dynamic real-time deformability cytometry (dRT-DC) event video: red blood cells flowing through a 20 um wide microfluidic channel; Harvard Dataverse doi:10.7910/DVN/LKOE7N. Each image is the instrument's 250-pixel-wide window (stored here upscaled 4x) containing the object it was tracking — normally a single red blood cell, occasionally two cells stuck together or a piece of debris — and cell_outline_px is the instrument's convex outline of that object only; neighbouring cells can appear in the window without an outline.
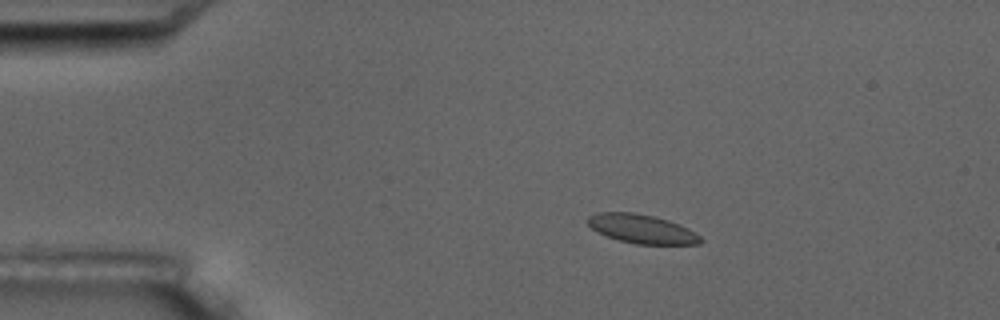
{"species": "common noctule bat (a hibernating species)", "species_latin": "Nyctalus noctula", "temperature_condition": "room temperature", "stored_images_in_passage": 6, "camera_frame_rate_fps": 3000, "um_per_image_px": 0.085, "animal": {"sex": "male", "body_mass_g": 17.5, "forearm_length_mm": 52.3}, "frame": {"image": 1, "passage_image": 3, "time_ms": 3.333, "image_size_px": [1000, 320], "cell_outline_px": [[704, 240], [700, 244], [636, 244], [620, 240], [596, 232], [588, 224], [588, 216], [596, 212], [632, 212], [652, 216], [668, 220], [688, 228], [696, 232]], "centroid_in_image_um": [54.56, 19.46], "position_along_channel_um": 30.4, "area_um2": 18.96}}
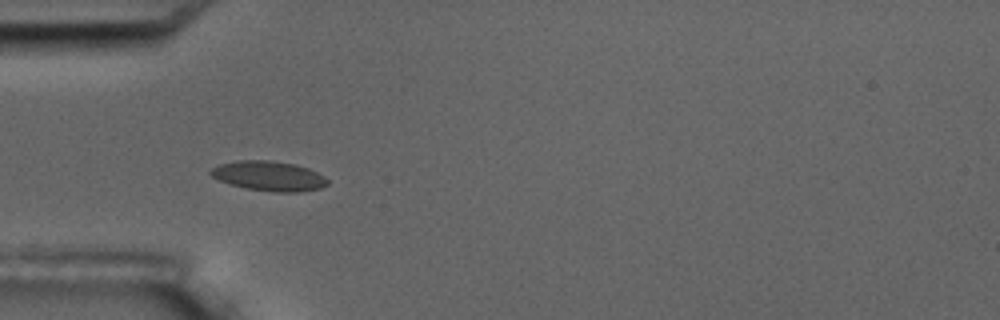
{"frame": {"image": 2, "passage_image": 5, "time_ms": 5.667, "image_size_px": [1000, 320], "cell_outline_px": [[328, 184], [320, 188], [296, 192], [276, 192], [248, 188], [232, 184], [220, 180], [212, 176], [208, 172], [212, 168], [220, 164], [236, 160], [268, 160], [296, 164], [308, 168], [324, 176], [328, 180]], "centroid_in_image_um": [22.86, 14.94], "position_along_channel_um": 62.1, "area_um2": 20.06}}